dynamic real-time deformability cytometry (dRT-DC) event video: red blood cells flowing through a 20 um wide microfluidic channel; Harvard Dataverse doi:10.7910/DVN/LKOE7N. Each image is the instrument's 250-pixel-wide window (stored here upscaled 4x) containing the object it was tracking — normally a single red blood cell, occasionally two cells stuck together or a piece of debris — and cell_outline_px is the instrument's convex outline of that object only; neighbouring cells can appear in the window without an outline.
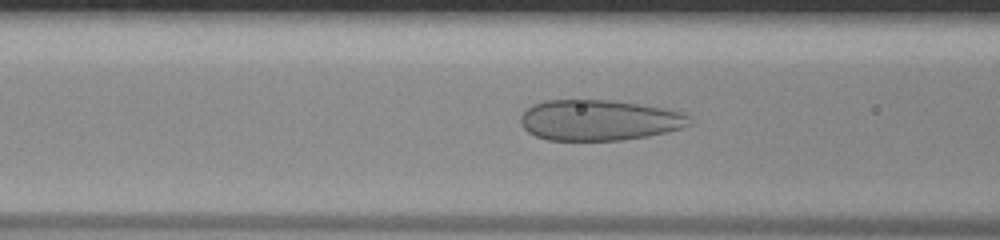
{"species": "human", "species_latin": "Homo sapiens", "temperature_condition": "room temperature", "stored_images_in_passage": 42, "camera_frame_rate_fps": 3000, "um_per_image_px": 0.085, "donor": {"sex": "male"}, "frame": {"image": 1, "passage_image": 13, "time_ms": 4.0, "image_size_px": [1000, 240], "cell_outline_px": [[692, 124], [668, 132], [648, 136], [624, 140], [548, 140], [536, 136], [528, 132], [520, 124], [520, 116], [532, 104], [544, 100], [608, 100], [636, 104], [660, 108], [680, 112], [688, 116], [692, 120]], "centroid_in_image_um": [50.89, 10.22], "position_along_channel_um": 115.7, "area_um2": 39.94}}
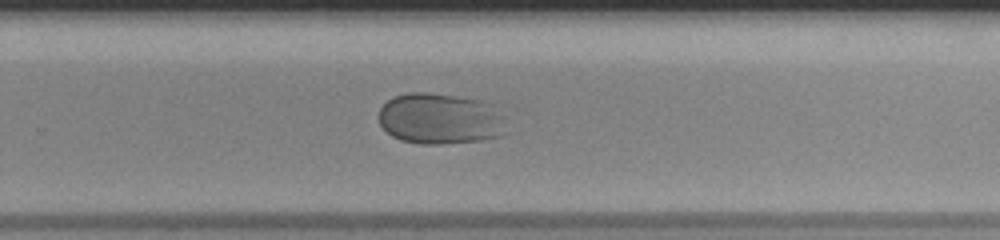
{"frame": {"image": 2, "passage_image": 26, "time_ms": 8.333, "image_size_px": [1000, 240], "cell_outline_px": [[504, 136], [480, 140], [440, 144], [420, 144], [400, 140], [392, 136], [380, 124], [380, 108], [392, 96], [408, 92], [428, 92], [484, 100], [492, 104], [500, 116]], "centroid_in_image_um": [37.36, 10.08], "position_along_channel_um": 292.4, "area_um2": 37.8}}
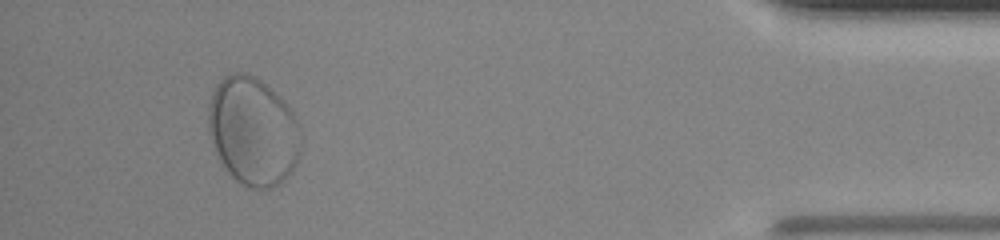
{"frame": {"image": 3, "passage_image": 39, "time_ms": 12.667, "image_size_px": [1000, 240], "cell_outline_px": [[300, 152], [292, 168], [284, 180], [280, 184], [272, 188], [248, 188], [240, 184], [228, 172], [220, 160], [208, 132], [208, 108], [212, 92], [216, 84], [224, 76], [232, 72], [240, 72], [252, 76], [260, 80], [292, 112], [300, 128]], "centroid_in_image_um": [21.47, 11.18], "position_along_channel_um": 413.7, "area_um2": 57.8}}